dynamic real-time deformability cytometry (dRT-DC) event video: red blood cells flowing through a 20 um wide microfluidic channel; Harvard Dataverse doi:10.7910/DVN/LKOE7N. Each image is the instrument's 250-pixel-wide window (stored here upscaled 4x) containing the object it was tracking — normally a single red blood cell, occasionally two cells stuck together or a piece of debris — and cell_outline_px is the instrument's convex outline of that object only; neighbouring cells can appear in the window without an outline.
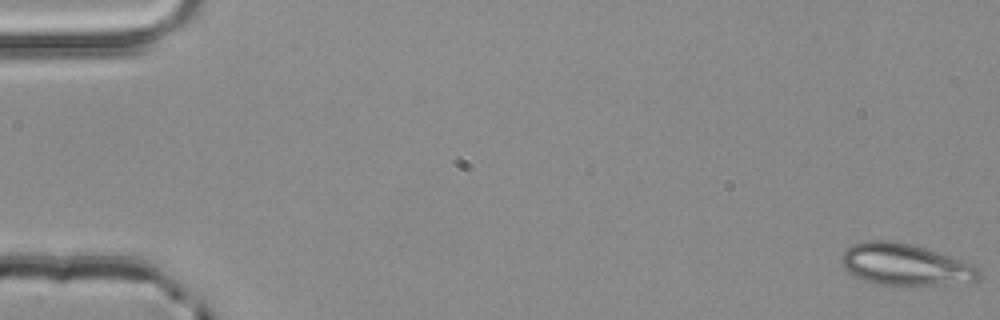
{"species": "common noctule bat (a hibernating species)", "species_latin": "Nyctalus noctula", "temperature_condition": "room temperature", "stored_images_in_passage": 2, "camera_frame_rate_fps": 3000, "um_per_image_px": 0.085, "animal": {"sex": "male", "body_mass_g": 20.4}, "frame": {"image": 1, "passage_image": 2, "time_ms": 0.333, "image_size_px": [1000, 320], "cell_outline_px": [[980, 280], [944, 284], [876, 284], [864, 280], [848, 272], [844, 268], [840, 260], [840, 256], [852, 244], [864, 240], [892, 240], [912, 244], [968, 260], [980, 268]], "centroid_in_image_um": [76.97, 22.46], "position_along_channel_um": 8.0, "area_um2": 33.64}}